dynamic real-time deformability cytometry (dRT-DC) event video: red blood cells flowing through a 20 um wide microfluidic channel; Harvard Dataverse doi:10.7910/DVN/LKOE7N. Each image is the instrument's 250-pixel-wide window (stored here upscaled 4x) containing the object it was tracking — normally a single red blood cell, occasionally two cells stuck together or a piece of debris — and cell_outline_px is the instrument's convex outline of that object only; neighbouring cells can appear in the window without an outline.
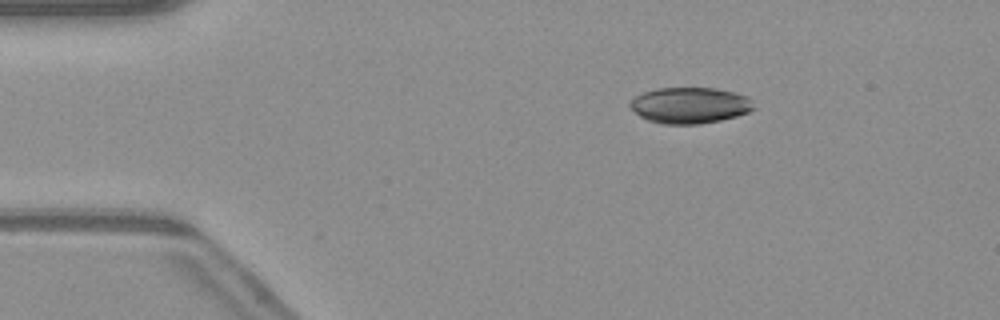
{"species": "common noctule bat (a hibernating species)", "species_latin": "Nyctalus noctula", "temperature_condition": "warm", "stored_images_in_passage": 51, "camera_frame_rate_fps": 3000, "um_per_image_px": 0.085, "animal": {"sex": "male", "body_mass_g": 23.1, "forearm_length_mm": 52.7}, "frame": {"image": 1, "passage_image": 9, "time_ms": 2.667, "image_size_px": [1000, 320], "cell_outline_px": [[756, 108], [748, 112], [736, 116], [720, 120], [700, 124], [660, 124], [648, 120], [640, 116], [628, 104], [636, 96], [644, 92], [656, 88], [716, 88], [748, 96], [752, 100]], "centroid_in_image_um": [58.66, 8.95], "position_along_channel_um": 26.3, "area_um2": 26.01}}
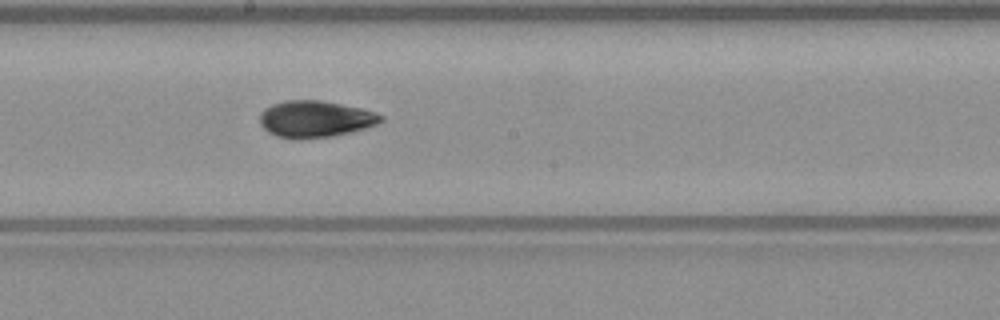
{"frame": {"image": 2, "passage_image": 28, "time_ms": 9.0, "image_size_px": [1000, 320], "cell_outline_px": [[384, 120], [376, 124], [352, 132], [332, 136], [300, 140], [276, 136], [268, 132], [260, 124], [260, 112], [264, 108], [272, 104], [284, 100], [320, 100], [360, 108], [376, 112], [384, 116]], "centroid_in_image_um": [26.77, 10.12], "position_along_channel_um": 221.4, "area_um2": 26.07}}
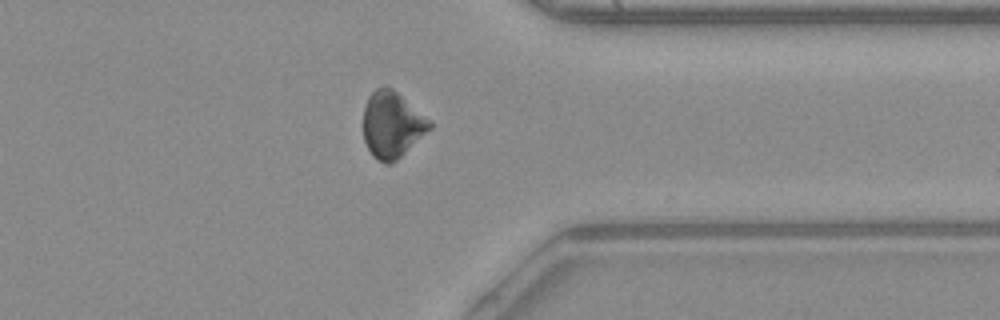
{"frame": {"image": 3, "passage_image": 40, "time_ms": 13.0, "image_size_px": [1000, 320], "cell_outline_px": [[432, 128], [392, 164], [384, 164], [376, 160], [372, 156], [364, 140], [364, 108], [368, 96], [376, 88], [384, 84], [392, 88], [432, 120]], "centroid_in_image_um": [33.33, 10.6], "position_along_channel_um": 378.1, "area_um2": 25.89}, "authors_computed_cell_mechanics": {"area_um2": 25.8944, "velocity_mm_per_s": 4.0948, "shape_relaxation_time_tau1_ms": 4.0342, "shape_relaxation_time_tau2_ms": 3.0409, "deformation_change_tau1": 0.1195, "deformation_change_tau2": 0.0629}}